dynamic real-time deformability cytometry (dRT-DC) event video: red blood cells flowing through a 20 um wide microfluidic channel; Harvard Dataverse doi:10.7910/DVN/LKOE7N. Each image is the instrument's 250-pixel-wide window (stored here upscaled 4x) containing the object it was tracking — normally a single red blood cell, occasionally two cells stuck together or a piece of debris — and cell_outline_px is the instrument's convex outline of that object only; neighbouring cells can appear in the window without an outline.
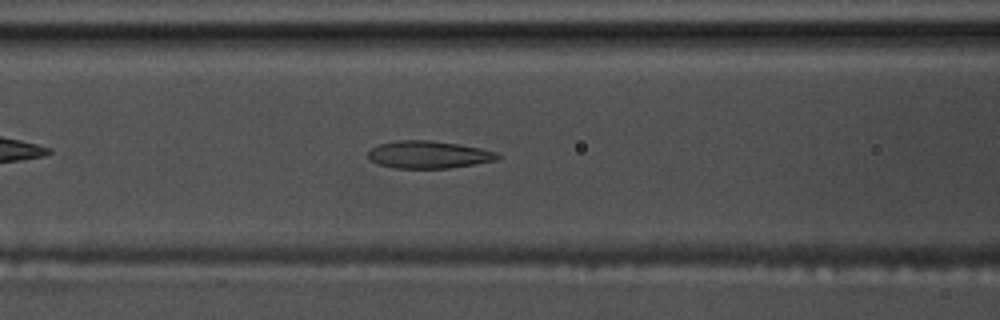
{"species": "common noctule bat (a hibernating species)", "species_latin": "Nyctalus noctula", "temperature_condition": "warm", "stored_images_in_passage": 44, "camera_frame_rate_fps": 3000, "um_per_image_px": 0.085, "animal": {"sex": "male", "body_mass_g": 17.5, "forearm_length_mm": 52.3}, "frame": {"image": 1, "passage_image": 11, "time_ms": 3.333, "image_size_px": [1000, 320], "cell_outline_px": [[500, 156], [496, 160], [476, 164], [448, 168], [392, 168], [380, 164], [372, 160], [368, 156], [368, 152], [372, 148], [380, 144], [400, 140], [428, 140], [460, 144], [480, 148], [496, 152]], "centroid_in_image_um": [36.45, 13.14], "position_along_channel_um": 130.1, "area_um2": 20.52}}
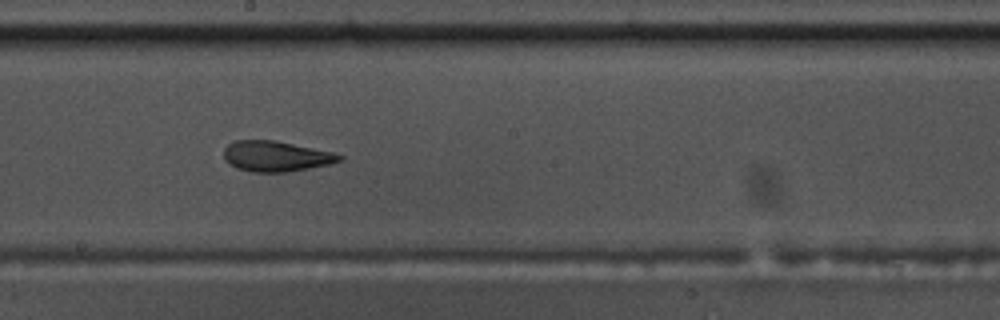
{"frame": {"image": 2, "passage_image": 19, "time_ms": 6.0, "image_size_px": [1000, 320], "cell_outline_px": [[344, 160], [328, 164], [308, 168], [284, 172], [252, 172], [236, 168], [228, 164], [224, 160], [224, 148], [228, 144], [236, 140], [276, 140], [332, 152], [344, 156]], "centroid_in_image_um": [23.43, 13.28], "position_along_channel_um": 224.8, "area_um2": 20.58}}
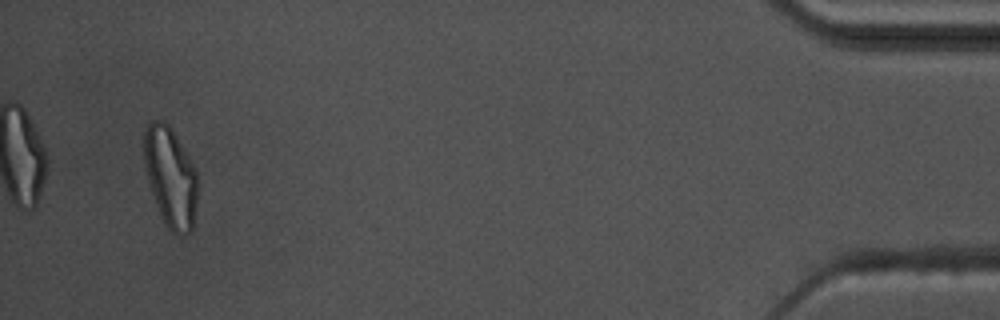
{"frame": {"image": 3, "passage_image": 42, "time_ms": 13.667, "image_size_px": [1000, 320], "cell_outline_px": [[196, 200], [192, 232], [180, 236], [172, 232], [164, 224], [160, 216], [148, 180], [144, 164], [144, 132], [148, 124], [152, 120], [164, 120], [172, 128], [188, 156], [196, 172]], "centroid_in_image_um": [14.47, 15.06], "position_along_channel_um": 420.7, "area_um2": 31.04}, "authors_computed_cell_mechanics": {"area_um2": 21.2415, "velocity_mm_per_s": 3.5675, "shape_relaxation_time_tau1_ms": 7.1089, "shape_relaxation_time_tau2_ms": 1.815, "deformation_change_tau1": 0.2061, "deformation_change_tau2": 0.097}}